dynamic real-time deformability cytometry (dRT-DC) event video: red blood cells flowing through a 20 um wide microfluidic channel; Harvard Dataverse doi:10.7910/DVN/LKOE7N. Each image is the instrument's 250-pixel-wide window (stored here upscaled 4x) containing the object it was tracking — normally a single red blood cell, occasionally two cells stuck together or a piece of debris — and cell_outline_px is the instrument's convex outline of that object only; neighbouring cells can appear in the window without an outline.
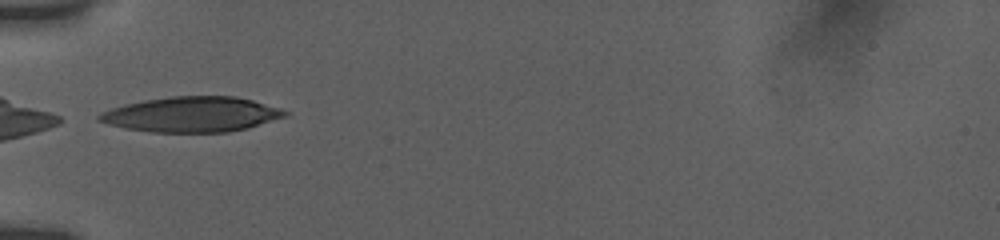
{"species": "human", "species_latin": "Homo sapiens", "temperature_condition": "room temperature", "stored_images_in_passage": 10, "camera_frame_rate_fps": 3000, "um_per_image_px": 0.085, "donor": {"sex": "female"}, "frame": {"image": 1, "passage_image": 1, "time_ms": 0.0, "image_size_px": [1000, 240], "cell_outline_px": [[288, 116], [248, 128], [228, 132], [152, 132], [124, 128], [108, 124], [96, 120], [96, 116], [100, 112], [124, 104], [144, 100], [172, 96], [236, 96], [252, 100], [280, 108], [288, 112]], "centroid_in_image_um": [16.29, 9.72], "position_along_channel_um": 68.7, "area_um2": 38.26}}
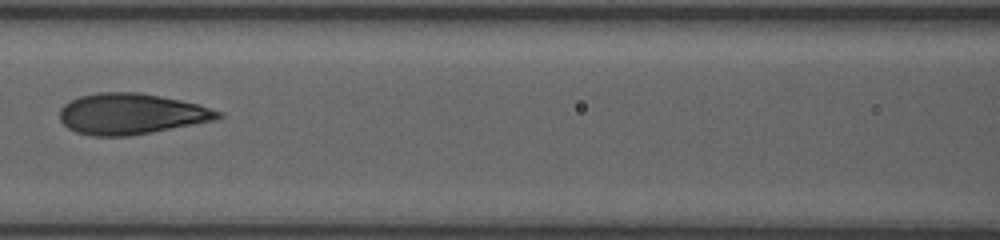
{"frame": {"image": 2, "passage_image": 7, "time_ms": 2.333, "image_size_px": [1000, 240], "cell_outline_px": [[224, 116], [216, 120], [128, 136], [92, 136], [76, 132], [68, 128], [60, 120], [60, 108], [64, 104], [80, 96], [100, 92], [140, 92], [200, 104], [220, 112]], "centroid_in_image_um": [11.14, 9.68], "position_along_channel_um": 155.5, "area_um2": 37.57}}
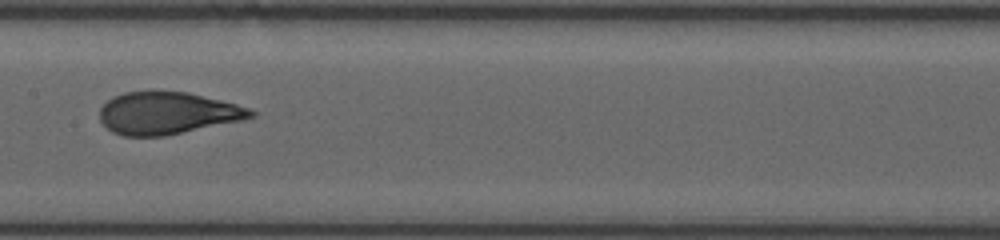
{"frame": {"image": 3, "passage_image": 9, "time_ms": 3.333, "image_size_px": [1000, 240], "cell_outline_px": [[256, 116], [240, 120], [164, 136], [124, 136], [112, 132], [100, 120], [100, 108], [112, 96], [124, 92], [188, 92], [236, 104], [248, 108], [256, 112]], "centroid_in_image_um": [14.2, 9.62], "position_along_channel_um": 193.2, "area_um2": 36.7}}